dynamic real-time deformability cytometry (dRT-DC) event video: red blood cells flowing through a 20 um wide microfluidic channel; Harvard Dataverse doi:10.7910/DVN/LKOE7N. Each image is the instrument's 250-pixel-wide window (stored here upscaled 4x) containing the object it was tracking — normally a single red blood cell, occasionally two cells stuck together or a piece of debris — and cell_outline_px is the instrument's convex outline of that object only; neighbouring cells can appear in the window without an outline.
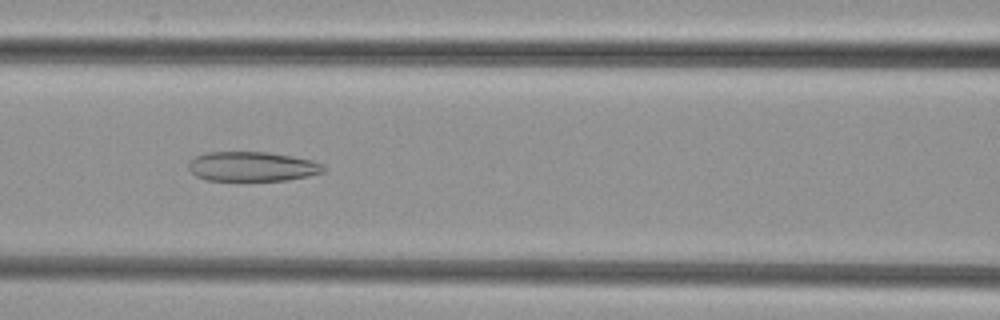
{"species": "common noctule bat (a hibernating species)", "species_latin": "Nyctalus noctula", "temperature_condition": "cold", "stored_images_in_passage": 48, "camera_frame_rate_fps": 3000, "um_per_image_px": 0.085, "animal": {"sex": "female", "body_mass_g": 29.2, "forearm_length_mm": 56.3}, "frame": {"image": 1, "passage_image": 19, "time_ms": 6.0, "image_size_px": [1000, 320], "cell_outline_px": [[324, 172], [308, 176], [288, 180], [204, 180], [196, 176], [188, 168], [188, 164], [196, 156], [208, 152], [268, 152], [292, 156], [312, 160], [324, 164]], "centroid_in_image_um": [21.45, 14.15], "position_along_channel_um": 145.1, "area_um2": 23.24}}
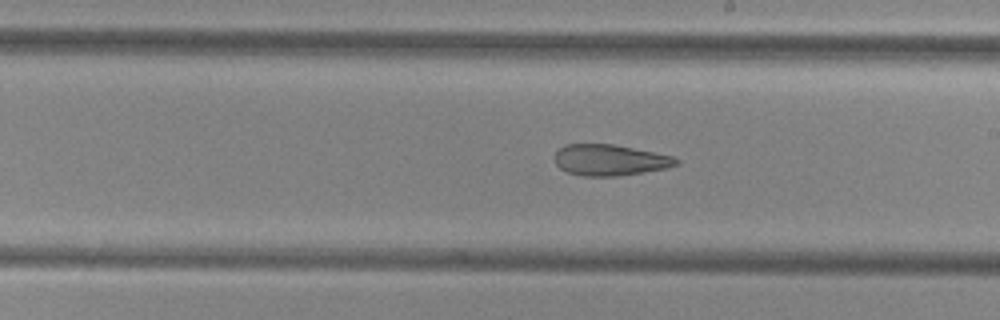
{"frame": {"image": 2, "passage_image": 26, "time_ms": 8.333, "image_size_px": [1000, 320], "cell_outline_px": [[680, 164], [668, 168], [620, 176], [580, 176], [568, 172], [560, 168], [556, 164], [552, 156], [564, 144], [612, 144], [672, 156], [680, 160]], "centroid_in_image_um": [51.82, 13.61], "position_along_channel_um": 237.2, "area_um2": 22.14}}
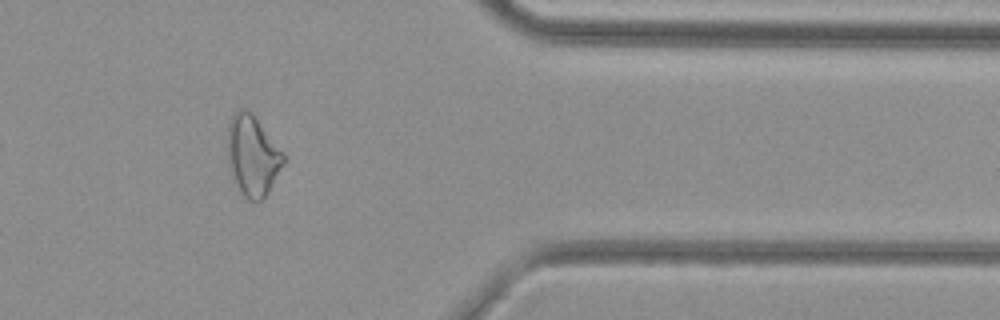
{"frame": {"image": 3, "passage_image": 39, "time_ms": 12.667, "image_size_px": [1000, 320], "cell_outline_px": [[284, 164], [268, 192], [256, 204], [248, 200], [240, 192], [228, 168], [228, 124], [232, 116], [240, 108], [244, 108], [252, 112], [284, 152]], "centroid_in_image_um": [21.47, 13.23], "position_along_channel_um": 389.9, "area_um2": 26.41}}